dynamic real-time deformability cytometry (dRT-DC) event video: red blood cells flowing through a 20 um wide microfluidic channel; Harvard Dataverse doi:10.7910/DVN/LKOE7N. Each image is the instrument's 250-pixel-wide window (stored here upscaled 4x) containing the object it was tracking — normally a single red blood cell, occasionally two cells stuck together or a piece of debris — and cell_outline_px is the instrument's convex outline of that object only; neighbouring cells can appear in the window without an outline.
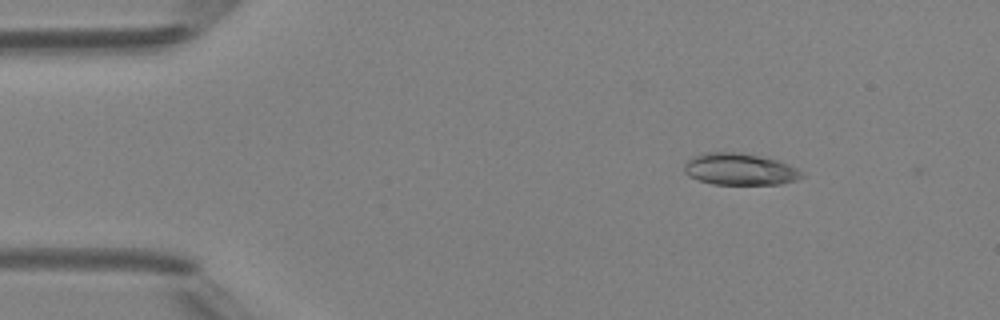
{"species": "Egyptian fruit bat (a non-hibernating species)", "species_latin": "Rousettus aegyptiacus", "temperature_condition": "room temperature", "stored_images_in_passage": 49, "camera_frame_rate_fps": 3000, "um_per_image_px": 0.085, "animal": {"sex": "female"}, "frame": {"image": 1, "passage_image": 7, "time_ms": 2.0, "image_size_px": [1000, 320], "cell_outline_px": [[804, 176], [796, 180], [780, 184], [712, 184], [688, 176], [684, 172], [684, 164], [688, 160], [696, 156], [708, 152], [740, 152], [776, 160], [788, 164], [804, 172]], "centroid_in_image_um": [62.89, 14.39], "position_along_channel_um": 22.1, "area_um2": 21.62}}
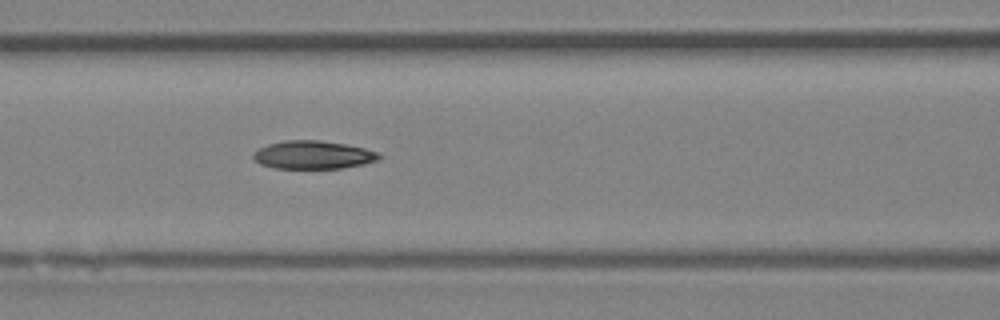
{"frame": {"image": 2, "passage_image": 21, "time_ms": 6.667, "image_size_px": [1000, 320], "cell_outline_px": [[384, 156], [380, 160], [364, 164], [344, 168], [272, 168], [260, 164], [252, 156], [252, 152], [268, 144], [284, 140], [320, 140], [344, 144], [364, 148], [380, 152]], "centroid_in_image_um": [26.66, 13.16], "position_along_channel_um": 139.9, "area_um2": 20.87}}
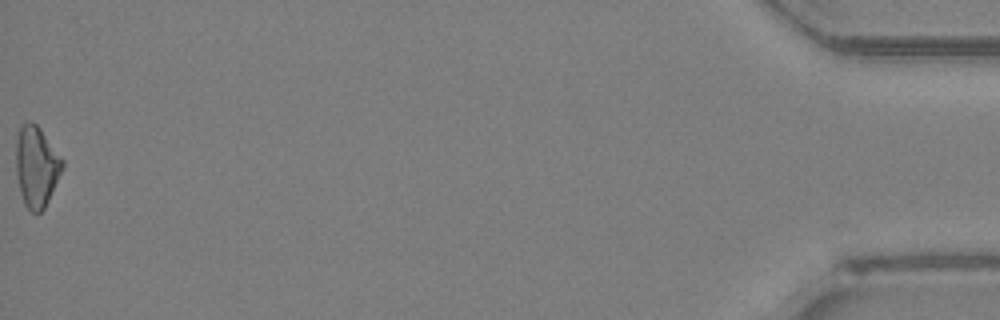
{"frame": {"image": 3, "passage_image": 49, "time_ms": 16.0, "image_size_px": [1000, 320], "cell_outline_px": [[64, 164], [48, 200], [44, 208], [40, 212], [32, 212], [24, 204], [20, 192], [16, 176], [16, 140], [20, 124], [28, 120], [36, 124], [40, 128], [64, 160]], "centroid_in_image_um": [3.07, 14.11], "position_along_channel_um": 432.1, "area_um2": 21.79}, "authors_computed_cell_mechanics": {"area_um2": 21.0392, "velocity_mm_per_s": 4.2522, "shape_relaxation_time_tau1_ms": 6.3905, "shape_relaxation_time_tau2_ms": 7.2062, "deformation_change_tau1": 0.1537, "deformation_change_tau2": 0.1482}}